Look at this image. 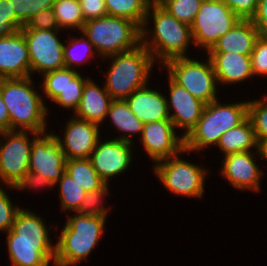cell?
<instances>
[{"instance_id":"28","label":"cell","mask_w":267,"mask_h":266,"mask_svg":"<svg viewBox=\"0 0 267 266\" xmlns=\"http://www.w3.org/2000/svg\"><path fill=\"white\" fill-rule=\"evenodd\" d=\"M107 115H110L111 121L120 132L142 134L143 123L133 114L125 100H113Z\"/></svg>"},{"instance_id":"17","label":"cell","mask_w":267,"mask_h":266,"mask_svg":"<svg viewBox=\"0 0 267 266\" xmlns=\"http://www.w3.org/2000/svg\"><path fill=\"white\" fill-rule=\"evenodd\" d=\"M30 74L28 46L21 30L9 37H0V79L25 78Z\"/></svg>"},{"instance_id":"22","label":"cell","mask_w":267,"mask_h":266,"mask_svg":"<svg viewBox=\"0 0 267 266\" xmlns=\"http://www.w3.org/2000/svg\"><path fill=\"white\" fill-rule=\"evenodd\" d=\"M113 100L105 87L102 90L92 80L87 79L79 106L74 113L79 119L100 125L106 118Z\"/></svg>"},{"instance_id":"16","label":"cell","mask_w":267,"mask_h":266,"mask_svg":"<svg viewBox=\"0 0 267 266\" xmlns=\"http://www.w3.org/2000/svg\"><path fill=\"white\" fill-rule=\"evenodd\" d=\"M98 127L96 123L73 118L66 125L64 141L55 135L66 160L90 158L99 140Z\"/></svg>"},{"instance_id":"33","label":"cell","mask_w":267,"mask_h":266,"mask_svg":"<svg viewBox=\"0 0 267 266\" xmlns=\"http://www.w3.org/2000/svg\"><path fill=\"white\" fill-rule=\"evenodd\" d=\"M12 12L25 25L38 12L53 8L56 0H9Z\"/></svg>"},{"instance_id":"37","label":"cell","mask_w":267,"mask_h":266,"mask_svg":"<svg viewBox=\"0 0 267 266\" xmlns=\"http://www.w3.org/2000/svg\"><path fill=\"white\" fill-rule=\"evenodd\" d=\"M253 75H267V39L258 37L250 55Z\"/></svg>"},{"instance_id":"44","label":"cell","mask_w":267,"mask_h":266,"mask_svg":"<svg viewBox=\"0 0 267 266\" xmlns=\"http://www.w3.org/2000/svg\"><path fill=\"white\" fill-rule=\"evenodd\" d=\"M251 21L259 36L267 39V0H258L257 10Z\"/></svg>"},{"instance_id":"10","label":"cell","mask_w":267,"mask_h":266,"mask_svg":"<svg viewBox=\"0 0 267 266\" xmlns=\"http://www.w3.org/2000/svg\"><path fill=\"white\" fill-rule=\"evenodd\" d=\"M155 173L164 186L175 194L201 197L204 190L206 171L177 155L157 163Z\"/></svg>"},{"instance_id":"18","label":"cell","mask_w":267,"mask_h":266,"mask_svg":"<svg viewBox=\"0 0 267 266\" xmlns=\"http://www.w3.org/2000/svg\"><path fill=\"white\" fill-rule=\"evenodd\" d=\"M169 85L170 102L167 100L168 112L170 108L175 111L173 114H169V117L175 128L186 129L183 135L185 137L197 125L206 104L196 99L170 76Z\"/></svg>"},{"instance_id":"27","label":"cell","mask_w":267,"mask_h":266,"mask_svg":"<svg viewBox=\"0 0 267 266\" xmlns=\"http://www.w3.org/2000/svg\"><path fill=\"white\" fill-rule=\"evenodd\" d=\"M87 80L74 69L65 67V86L63 91L53 100L64 108H78Z\"/></svg>"},{"instance_id":"15","label":"cell","mask_w":267,"mask_h":266,"mask_svg":"<svg viewBox=\"0 0 267 266\" xmlns=\"http://www.w3.org/2000/svg\"><path fill=\"white\" fill-rule=\"evenodd\" d=\"M171 120L155 121L143 124L142 142L147 154L156 163L177 155L185 150L184 136L178 138Z\"/></svg>"},{"instance_id":"4","label":"cell","mask_w":267,"mask_h":266,"mask_svg":"<svg viewBox=\"0 0 267 266\" xmlns=\"http://www.w3.org/2000/svg\"><path fill=\"white\" fill-rule=\"evenodd\" d=\"M108 57H113V62L104 87L114 100H125L137 89L147 85L153 58L142 43L132 50Z\"/></svg>"},{"instance_id":"36","label":"cell","mask_w":267,"mask_h":266,"mask_svg":"<svg viewBox=\"0 0 267 266\" xmlns=\"http://www.w3.org/2000/svg\"><path fill=\"white\" fill-rule=\"evenodd\" d=\"M60 29L53 8L45 9L35 14L21 30H58Z\"/></svg>"},{"instance_id":"25","label":"cell","mask_w":267,"mask_h":266,"mask_svg":"<svg viewBox=\"0 0 267 266\" xmlns=\"http://www.w3.org/2000/svg\"><path fill=\"white\" fill-rule=\"evenodd\" d=\"M107 14L123 17L135 22L141 28V36L148 34L145 25L148 24L149 5L148 0H105Z\"/></svg>"},{"instance_id":"7","label":"cell","mask_w":267,"mask_h":266,"mask_svg":"<svg viewBox=\"0 0 267 266\" xmlns=\"http://www.w3.org/2000/svg\"><path fill=\"white\" fill-rule=\"evenodd\" d=\"M154 21V37L148 42L141 36L142 44L149 50L153 60L159 57L163 62L186 57L188 44L192 41L191 26L180 22L159 4H150ZM154 56V57H153Z\"/></svg>"},{"instance_id":"39","label":"cell","mask_w":267,"mask_h":266,"mask_svg":"<svg viewBox=\"0 0 267 266\" xmlns=\"http://www.w3.org/2000/svg\"><path fill=\"white\" fill-rule=\"evenodd\" d=\"M20 209L13 207L9 197L0 188V230L9 231L12 229V225L16 216V213Z\"/></svg>"},{"instance_id":"14","label":"cell","mask_w":267,"mask_h":266,"mask_svg":"<svg viewBox=\"0 0 267 266\" xmlns=\"http://www.w3.org/2000/svg\"><path fill=\"white\" fill-rule=\"evenodd\" d=\"M131 140L128 136L99 143L90 156V161L100 178L108 184L110 176L119 175L128 168L131 162Z\"/></svg>"},{"instance_id":"46","label":"cell","mask_w":267,"mask_h":266,"mask_svg":"<svg viewBox=\"0 0 267 266\" xmlns=\"http://www.w3.org/2000/svg\"><path fill=\"white\" fill-rule=\"evenodd\" d=\"M257 151L262 159L267 160V141L263 142Z\"/></svg>"},{"instance_id":"47","label":"cell","mask_w":267,"mask_h":266,"mask_svg":"<svg viewBox=\"0 0 267 266\" xmlns=\"http://www.w3.org/2000/svg\"><path fill=\"white\" fill-rule=\"evenodd\" d=\"M151 4H159L162 0H148Z\"/></svg>"},{"instance_id":"26","label":"cell","mask_w":267,"mask_h":266,"mask_svg":"<svg viewBox=\"0 0 267 266\" xmlns=\"http://www.w3.org/2000/svg\"><path fill=\"white\" fill-rule=\"evenodd\" d=\"M65 172L86 192L97 190L105 184L89 158L66 160Z\"/></svg>"},{"instance_id":"41","label":"cell","mask_w":267,"mask_h":266,"mask_svg":"<svg viewBox=\"0 0 267 266\" xmlns=\"http://www.w3.org/2000/svg\"><path fill=\"white\" fill-rule=\"evenodd\" d=\"M240 19H252L258 0H222Z\"/></svg>"},{"instance_id":"2","label":"cell","mask_w":267,"mask_h":266,"mask_svg":"<svg viewBox=\"0 0 267 266\" xmlns=\"http://www.w3.org/2000/svg\"><path fill=\"white\" fill-rule=\"evenodd\" d=\"M31 81L30 76L1 78V95L9 113L10 131L20 130V127L21 131H46L44 120L47 109L40 95L32 89Z\"/></svg>"},{"instance_id":"45","label":"cell","mask_w":267,"mask_h":266,"mask_svg":"<svg viewBox=\"0 0 267 266\" xmlns=\"http://www.w3.org/2000/svg\"><path fill=\"white\" fill-rule=\"evenodd\" d=\"M10 131V118L1 95V79H0V133Z\"/></svg>"},{"instance_id":"23","label":"cell","mask_w":267,"mask_h":266,"mask_svg":"<svg viewBox=\"0 0 267 266\" xmlns=\"http://www.w3.org/2000/svg\"><path fill=\"white\" fill-rule=\"evenodd\" d=\"M258 31L251 19H240L208 52H233L251 55Z\"/></svg>"},{"instance_id":"31","label":"cell","mask_w":267,"mask_h":266,"mask_svg":"<svg viewBox=\"0 0 267 266\" xmlns=\"http://www.w3.org/2000/svg\"><path fill=\"white\" fill-rule=\"evenodd\" d=\"M203 0H162L159 5L180 22L192 25Z\"/></svg>"},{"instance_id":"3","label":"cell","mask_w":267,"mask_h":266,"mask_svg":"<svg viewBox=\"0 0 267 266\" xmlns=\"http://www.w3.org/2000/svg\"><path fill=\"white\" fill-rule=\"evenodd\" d=\"M105 218L77 213L69 216L55 245V266L76 265L85 259L104 232Z\"/></svg>"},{"instance_id":"38","label":"cell","mask_w":267,"mask_h":266,"mask_svg":"<svg viewBox=\"0 0 267 266\" xmlns=\"http://www.w3.org/2000/svg\"><path fill=\"white\" fill-rule=\"evenodd\" d=\"M44 74V93L53 101L64 89L65 68L46 72Z\"/></svg>"},{"instance_id":"1","label":"cell","mask_w":267,"mask_h":266,"mask_svg":"<svg viewBox=\"0 0 267 266\" xmlns=\"http://www.w3.org/2000/svg\"><path fill=\"white\" fill-rule=\"evenodd\" d=\"M8 251L13 266H49L55 261V245L41 217L20 209L8 231Z\"/></svg>"},{"instance_id":"42","label":"cell","mask_w":267,"mask_h":266,"mask_svg":"<svg viewBox=\"0 0 267 266\" xmlns=\"http://www.w3.org/2000/svg\"><path fill=\"white\" fill-rule=\"evenodd\" d=\"M85 22L108 15L105 0H79Z\"/></svg>"},{"instance_id":"5","label":"cell","mask_w":267,"mask_h":266,"mask_svg":"<svg viewBox=\"0 0 267 266\" xmlns=\"http://www.w3.org/2000/svg\"><path fill=\"white\" fill-rule=\"evenodd\" d=\"M248 117V102L221 104L218 100L205 105L197 125L185 136V150H200L218 144L223 133L237 127Z\"/></svg>"},{"instance_id":"11","label":"cell","mask_w":267,"mask_h":266,"mask_svg":"<svg viewBox=\"0 0 267 266\" xmlns=\"http://www.w3.org/2000/svg\"><path fill=\"white\" fill-rule=\"evenodd\" d=\"M30 59V73H43L65 68L64 45L57 38L58 30H21Z\"/></svg>"},{"instance_id":"12","label":"cell","mask_w":267,"mask_h":266,"mask_svg":"<svg viewBox=\"0 0 267 266\" xmlns=\"http://www.w3.org/2000/svg\"><path fill=\"white\" fill-rule=\"evenodd\" d=\"M31 133L35 137L30 152L29 171L42 175L55 186L65 173L66 157L54 134ZM42 134L46 136L41 138Z\"/></svg>"},{"instance_id":"32","label":"cell","mask_w":267,"mask_h":266,"mask_svg":"<svg viewBox=\"0 0 267 266\" xmlns=\"http://www.w3.org/2000/svg\"><path fill=\"white\" fill-rule=\"evenodd\" d=\"M265 99L264 101H248V118L259 145L267 141V97Z\"/></svg>"},{"instance_id":"30","label":"cell","mask_w":267,"mask_h":266,"mask_svg":"<svg viewBox=\"0 0 267 266\" xmlns=\"http://www.w3.org/2000/svg\"><path fill=\"white\" fill-rule=\"evenodd\" d=\"M57 183H60L59 191L62 209L76 212L80 208L87 192L66 172Z\"/></svg>"},{"instance_id":"29","label":"cell","mask_w":267,"mask_h":266,"mask_svg":"<svg viewBox=\"0 0 267 266\" xmlns=\"http://www.w3.org/2000/svg\"><path fill=\"white\" fill-rule=\"evenodd\" d=\"M54 15L59 28H78L85 24L79 0H56L53 5Z\"/></svg>"},{"instance_id":"24","label":"cell","mask_w":267,"mask_h":266,"mask_svg":"<svg viewBox=\"0 0 267 266\" xmlns=\"http://www.w3.org/2000/svg\"><path fill=\"white\" fill-rule=\"evenodd\" d=\"M217 145L225 153V156L251 151L250 149L254 146L257 147V150L260 149L252 123L248 117L237 127L223 133Z\"/></svg>"},{"instance_id":"20","label":"cell","mask_w":267,"mask_h":266,"mask_svg":"<svg viewBox=\"0 0 267 266\" xmlns=\"http://www.w3.org/2000/svg\"><path fill=\"white\" fill-rule=\"evenodd\" d=\"M125 101L143 124L170 120L166 97L146 86L137 89Z\"/></svg>"},{"instance_id":"9","label":"cell","mask_w":267,"mask_h":266,"mask_svg":"<svg viewBox=\"0 0 267 266\" xmlns=\"http://www.w3.org/2000/svg\"><path fill=\"white\" fill-rule=\"evenodd\" d=\"M239 20L222 0H203L191 25L194 45L208 52Z\"/></svg>"},{"instance_id":"6","label":"cell","mask_w":267,"mask_h":266,"mask_svg":"<svg viewBox=\"0 0 267 266\" xmlns=\"http://www.w3.org/2000/svg\"><path fill=\"white\" fill-rule=\"evenodd\" d=\"M81 32L104 57L132 50L141 44V28L123 17L106 15L89 20Z\"/></svg>"},{"instance_id":"43","label":"cell","mask_w":267,"mask_h":266,"mask_svg":"<svg viewBox=\"0 0 267 266\" xmlns=\"http://www.w3.org/2000/svg\"><path fill=\"white\" fill-rule=\"evenodd\" d=\"M40 187V186H49V187H53L54 185L51 184V182L43 177L40 174H37L35 172H31L28 171L26 172L21 178H19L15 183H13L10 188H14V189H25L26 187L30 188L32 187Z\"/></svg>"},{"instance_id":"19","label":"cell","mask_w":267,"mask_h":266,"mask_svg":"<svg viewBox=\"0 0 267 266\" xmlns=\"http://www.w3.org/2000/svg\"><path fill=\"white\" fill-rule=\"evenodd\" d=\"M221 173L238 189L259 190L262 175L250 152L232 153L224 157Z\"/></svg>"},{"instance_id":"8","label":"cell","mask_w":267,"mask_h":266,"mask_svg":"<svg viewBox=\"0 0 267 266\" xmlns=\"http://www.w3.org/2000/svg\"><path fill=\"white\" fill-rule=\"evenodd\" d=\"M169 76L196 99L208 104L217 100L216 74L212 62H199L188 57H177L164 63Z\"/></svg>"},{"instance_id":"13","label":"cell","mask_w":267,"mask_h":266,"mask_svg":"<svg viewBox=\"0 0 267 266\" xmlns=\"http://www.w3.org/2000/svg\"><path fill=\"white\" fill-rule=\"evenodd\" d=\"M8 141L0 146V179L8 187L29 171L32 142L26 131L1 132ZM1 144V143H0Z\"/></svg>"},{"instance_id":"34","label":"cell","mask_w":267,"mask_h":266,"mask_svg":"<svg viewBox=\"0 0 267 266\" xmlns=\"http://www.w3.org/2000/svg\"><path fill=\"white\" fill-rule=\"evenodd\" d=\"M107 187L108 184L105 183L101 188L87 192L76 213L106 218L107 209L100 206V201L106 193L108 194Z\"/></svg>"},{"instance_id":"40","label":"cell","mask_w":267,"mask_h":266,"mask_svg":"<svg viewBox=\"0 0 267 266\" xmlns=\"http://www.w3.org/2000/svg\"><path fill=\"white\" fill-rule=\"evenodd\" d=\"M70 41H71V43L69 42V44L67 46L70 45L71 47H67V46L64 45L63 54H64L65 67L72 69V67L75 66L74 64H76V63L77 64L78 63L81 64V63H83L81 61L85 60V58H86V56H84L85 58L84 59H81V56L79 57L77 55V53L76 54L74 53L75 52L76 45H79L78 43H80V44L82 43L83 46H84V47L82 46L84 48L83 51L84 52L85 51L88 52L87 53L88 56L89 55L91 56V54L94 53L93 52V49L91 48V47H94V46H93V44L88 39L86 41V39H84V38H81L80 41L77 40V39H72ZM85 48L86 49L88 48V50H86ZM72 50H74V52Z\"/></svg>"},{"instance_id":"35","label":"cell","mask_w":267,"mask_h":266,"mask_svg":"<svg viewBox=\"0 0 267 266\" xmlns=\"http://www.w3.org/2000/svg\"><path fill=\"white\" fill-rule=\"evenodd\" d=\"M24 24L12 12L9 0H0V37H9L23 28Z\"/></svg>"},{"instance_id":"21","label":"cell","mask_w":267,"mask_h":266,"mask_svg":"<svg viewBox=\"0 0 267 266\" xmlns=\"http://www.w3.org/2000/svg\"><path fill=\"white\" fill-rule=\"evenodd\" d=\"M217 82L235 83L254 76L250 55L233 52H208Z\"/></svg>"}]
</instances>
